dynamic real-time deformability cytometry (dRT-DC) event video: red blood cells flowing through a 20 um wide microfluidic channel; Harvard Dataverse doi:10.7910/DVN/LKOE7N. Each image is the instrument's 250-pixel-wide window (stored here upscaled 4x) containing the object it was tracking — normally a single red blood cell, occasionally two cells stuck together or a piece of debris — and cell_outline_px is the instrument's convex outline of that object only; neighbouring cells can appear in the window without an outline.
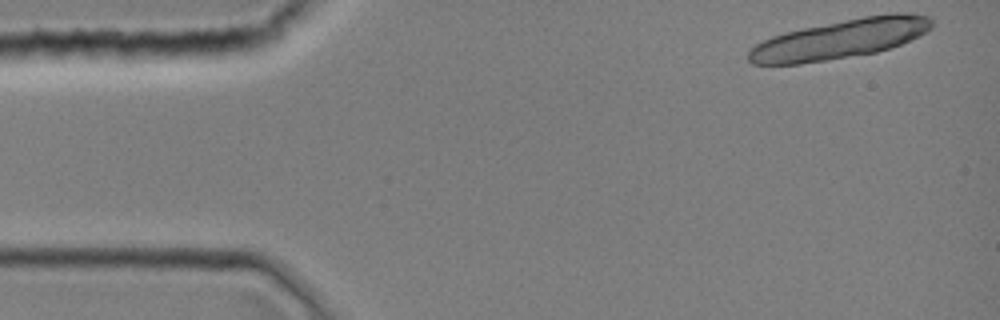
{"species": "common noctule bat (a hibernating species)", "species_latin": "Nyctalus noctula", "temperature_condition": "room temperature", "stored_images_in_passage": 10, "camera_frame_rate_fps": 3000, "um_per_image_px": 0.085, "animal": {"sex": "female", "body_mass_g": 19.0, "forearm_length_mm": 51.5}, "frame": {"image": 1, "passage_image": 1, "time_ms": 0.0, "image_size_px": [1000, 320], "cell_outline_px": [[932, 28], [900, 44], [876, 52], [800, 64], [752, 64], [748, 60], [748, 48], [772, 36], [784, 32], [864, 16], [892, 12], [912, 12], [928, 16], [932, 20]], "centroid_in_image_um": [71.39, 3.31], "position_along_channel_um": 13.6, "area_um2": 41.67}}